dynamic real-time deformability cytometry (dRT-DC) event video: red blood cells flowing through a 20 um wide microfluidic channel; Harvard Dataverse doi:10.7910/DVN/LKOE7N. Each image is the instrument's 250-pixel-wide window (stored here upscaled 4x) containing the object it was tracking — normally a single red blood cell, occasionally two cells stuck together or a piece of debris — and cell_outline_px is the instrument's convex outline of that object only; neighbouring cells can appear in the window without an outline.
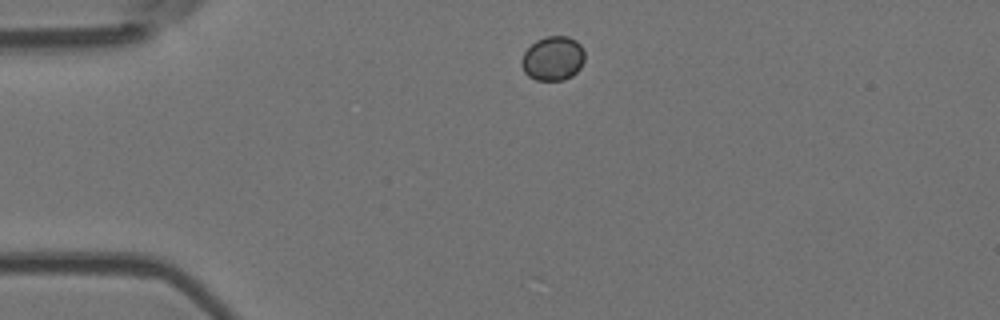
{"species": "Egyptian fruit bat (a non-hibernating species)", "species_latin": "Rousettus aegyptiacus", "temperature_condition": "room temperature", "stored_images_in_passage": 2, "camera_frame_rate_fps": 3000, "um_per_image_px": 0.085, "animal": {"sex": "female"}, "frame": {"image": 1, "passage_image": 1, "time_ms": 0.0, "image_size_px": [1000, 320], "cell_outline_px": [[584, 60], [580, 68], [572, 76], [564, 80], [536, 80], [528, 76], [524, 72], [520, 64], [520, 60], [524, 52], [536, 40], [544, 36], [568, 36], [576, 40], [584, 48]], "centroid_in_image_um": [46.99, 4.96], "position_along_channel_um": 38.0, "area_um2": 16.53}}